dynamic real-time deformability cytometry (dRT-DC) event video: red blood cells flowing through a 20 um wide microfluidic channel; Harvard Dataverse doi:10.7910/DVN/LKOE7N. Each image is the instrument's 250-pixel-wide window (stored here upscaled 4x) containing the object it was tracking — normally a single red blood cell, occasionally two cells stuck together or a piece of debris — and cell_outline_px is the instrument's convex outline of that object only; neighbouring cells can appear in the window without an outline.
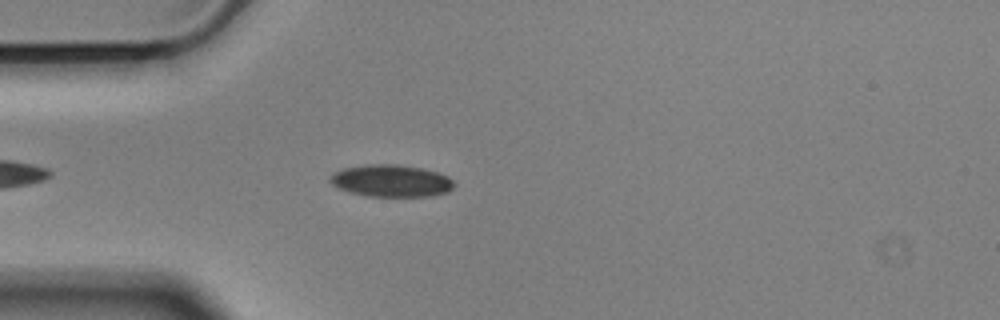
{"species": "Egyptian fruit bat (a non-hibernating species)", "species_latin": "Rousettus aegyptiacus", "temperature_condition": "cold", "stored_images_in_passage": 32, "camera_frame_rate_fps": 3000, "um_per_image_px": 0.085, "animal": {"sex": "male"}, "frame": {"image": 1, "passage_image": 7, "time_ms": 2.0, "image_size_px": [1000, 320], "cell_outline_px": [[456, 184], [448, 192], [432, 196], [368, 196], [348, 192], [332, 184], [328, 180], [336, 172], [344, 168], [368, 164], [396, 164], [424, 168], [448, 176]], "centroid_in_image_um": [33.29, 15.37], "position_along_channel_um": 51.7, "area_um2": 23.18}}
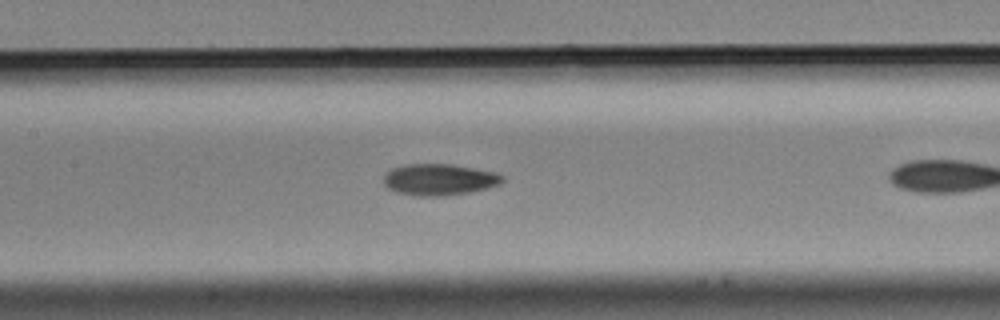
{"frame": {"image": 2, "passage_image": 14, "time_ms": 4.333, "image_size_px": [1000, 320], "cell_outline_px": [[504, 180], [500, 184], [468, 192], [444, 196], [420, 196], [396, 192], [388, 188], [384, 184], [384, 176], [392, 168], [408, 164], [452, 164], [496, 172], [504, 176]], "centroid_in_image_um": [37.34, 15.26], "position_along_channel_um": 170.1, "area_um2": 21.62}}
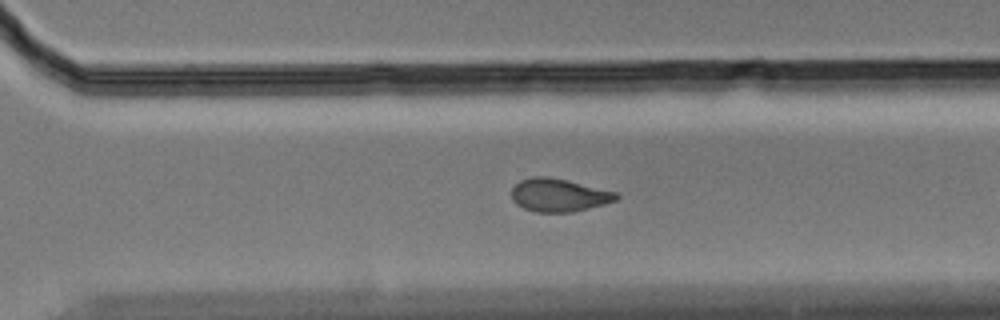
{"frame": {"image": 3, "passage_image": 27, "time_ms": 8.667, "image_size_px": [1000, 320], "cell_outline_px": [[620, 196], [616, 200], [604, 204], [572, 212], [536, 212], [524, 208], [516, 204], [512, 200], [512, 188], [520, 180], [532, 176], [548, 176], [568, 180], [616, 192]], "centroid_in_image_um": [47.48, 16.57], "position_along_channel_um": 323.1, "area_um2": 20.17}}